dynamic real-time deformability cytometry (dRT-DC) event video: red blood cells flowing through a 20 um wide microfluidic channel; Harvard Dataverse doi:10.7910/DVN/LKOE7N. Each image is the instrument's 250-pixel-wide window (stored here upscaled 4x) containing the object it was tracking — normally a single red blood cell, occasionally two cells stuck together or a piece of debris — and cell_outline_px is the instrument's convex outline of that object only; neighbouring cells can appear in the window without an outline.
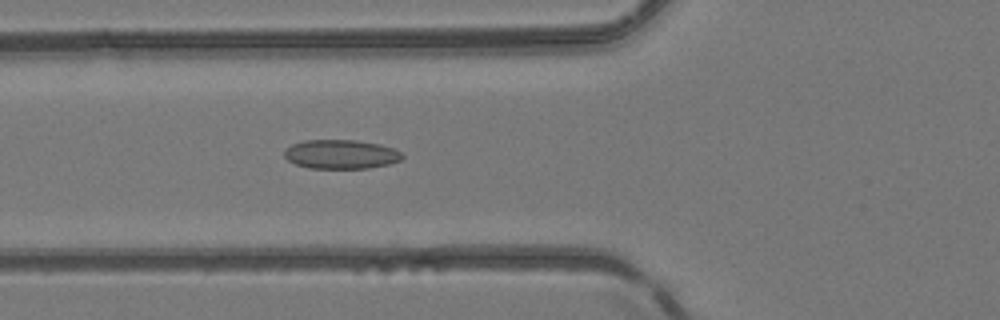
{"species": "common noctule bat (a hibernating species)", "species_latin": "Nyctalus noctula", "temperature_condition": "room temperature", "stored_images_in_passage": 50, "camera_frame_rate_fps": 3000, "um_per_image_px": 0.085, "animal": {"sex": "female", "body_mass_g": 24.6, "forearm_length_mm": 56.2}, "frame": {"image": 1, "passage_image": 19, "time_ms": 6.0, "image_size_px": [1000, 320], "cell_outline_px": [[404, 156], [400, 160], [388, 164], [368, 168], [308, 168], [296, 164], [288, 160], [284, 156], [284, 148], [292, 144], [304, 140], [356, 140], [380, 144], [392, 148], [400, 152]], "centroid_in_image_um": [28.95, 13.11], "position_along_channel_um": 96.9, "area_um2": 20.0}}
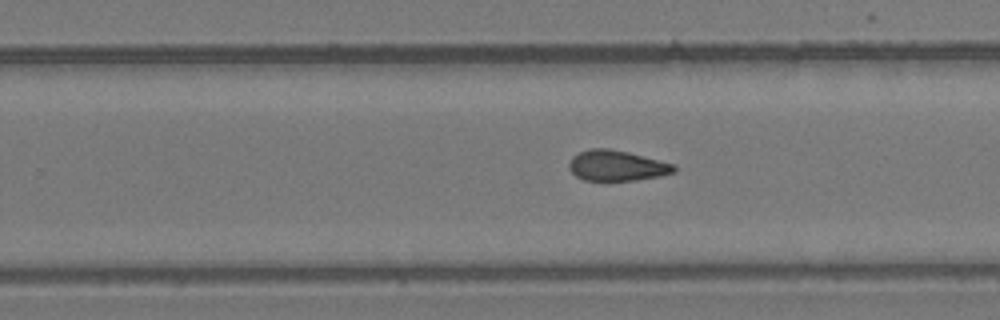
{"frame": {"image": 2, "passage_image": 32, "time_ms": 10.333, "image_size_px": [1000, 320], "cell_outline_px": [[676, 172], [660, 176], [636, 180], [584, 180], [576, 176], [568, 168], [568, 164], [572, 156], [580, 152], [592, 148], [608, 148], [628, 152], [676, 164]], "centroid_in_image_um": [52.44, 14.07], "position_along_channel_um": 277.4, "area_um2": 18.73}}
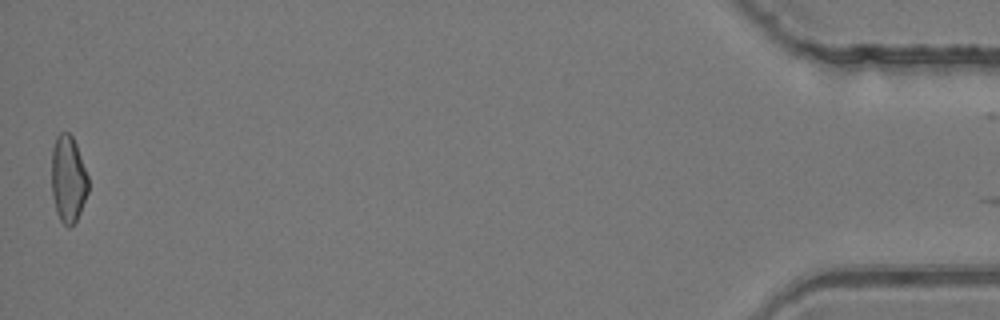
{"frame": {"image": 3, "passage_image": 50, "time_ms": 16.333, "image_size_px": [1000, 320], "cell_outline_px": [[88, 192], [80, 212], [76, 220], [68, 228], [60, 220], [56, 212], [52, 196], [52, 148], [56, 136], [60, 132], [68, 132], [72, 136], [76, 144], [88, 176]], "centroid_in_image_um": [5.79, 15.21], "position_along_channel_um": 429.4, "area_um2": 18.55}, "authors_computed_cell_mechanics": {"area_um2": 19.2474, "velocity_mm_per_s": 4.156, "shape_relaxation_time_tau1_ms": null, "shape_relaxation_time_tau2_ms": 4.5316, "deformation_change_tau1": null, "deformation_change_tau2": 0.1133}}